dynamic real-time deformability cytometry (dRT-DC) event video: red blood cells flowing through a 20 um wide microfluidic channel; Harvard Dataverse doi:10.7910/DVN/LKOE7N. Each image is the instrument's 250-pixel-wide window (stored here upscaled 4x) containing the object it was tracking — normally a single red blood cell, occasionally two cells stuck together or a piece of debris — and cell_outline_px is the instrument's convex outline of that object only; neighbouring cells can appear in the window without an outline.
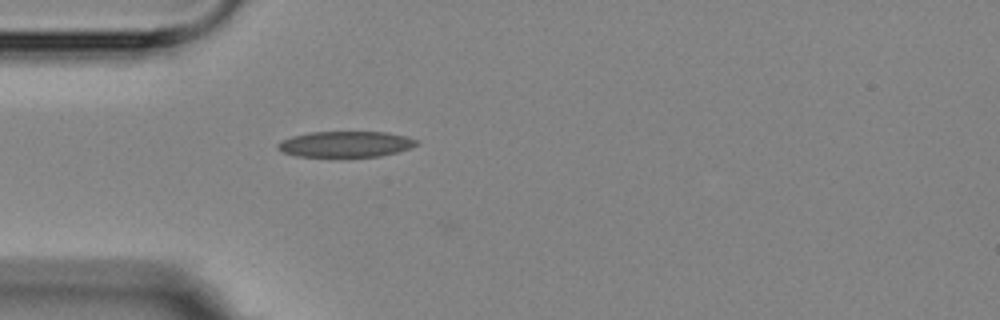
{"species": "Egyptian fruit bat (a non-hibernating species)", "species_latin": "Rousettus aegyptiacus", "temperature_condition": "room temperature", "stored_images_in_passage": 1, "camera_frame_rate_fps": 3000, "um_per_image_px": 0.085, "animal": {"sex": "female"}, "frame": {"image": 1, "passage_image": 1, "time_ms": 0.0, "image_size_px": [1000, 320], "cell_outline_px": [[416, 144], [408, 148], [396, 152], [380, 156], [296, 156], [284, 152], [276, 148], [276, 144], [280, 140], [292, 136], [308, 132], [388, 132], [404, 136], [416, 140]], "centroid_in_image_um": [29.29, 12.24], "position_along_channel_um": 55.7, "area_um2": 20.63}}